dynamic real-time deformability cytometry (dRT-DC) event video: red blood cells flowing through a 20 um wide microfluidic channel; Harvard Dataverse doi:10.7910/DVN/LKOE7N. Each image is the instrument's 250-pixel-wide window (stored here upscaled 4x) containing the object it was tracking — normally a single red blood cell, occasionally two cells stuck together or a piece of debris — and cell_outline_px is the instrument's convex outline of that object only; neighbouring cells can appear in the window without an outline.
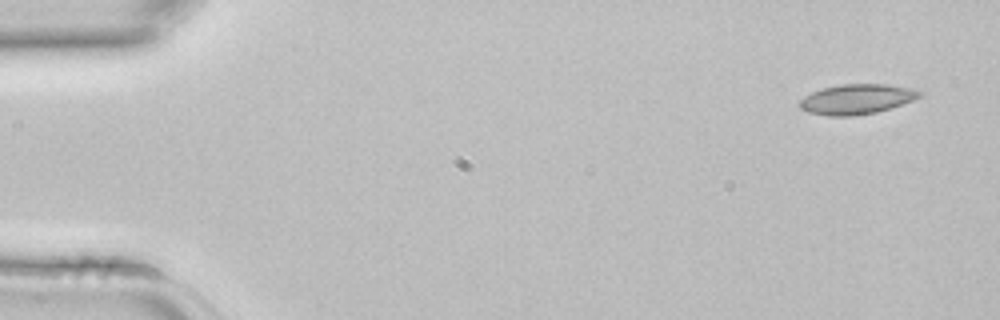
{"species": "common noctule bat (a hibernating species)", "species_latin": "Nyctalus noctula", "temperature_condition": "room temperature", "stored_images_in_passage": 5, "camera_frame_rate_fps": 3000, "um_per_image_px": 0.085, "animal": {"sex": "female", "body_mass_g": 22.7, "forearm_length_mm": 54.2}, "frame": {"image": 1, "passage_image": 1, "time_ms": 0.0, "image_size_px": [1000, 320], "cell_outline_px": [[924, 96], [876, 112], [852, 116], [828, 116], [808, 112], [800, 108], [800, 100], [804, 96], [812, 92], [824, 88], [840, 84], [888, 84], [916, 88], [924, 92]], "centroid_in_image_um": [72.86, 8.41], "position_along_channel_um": 12.1, "area_um2": 21.04}}
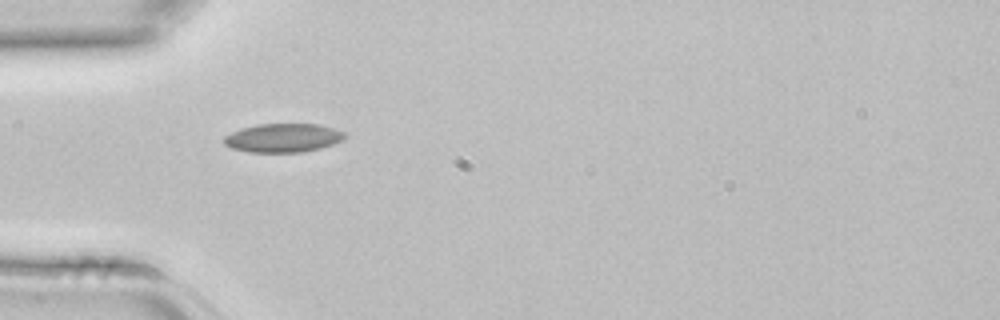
{"frame": {"image": 2, "passage_image": 4, "time_ms": 1.0, "image_size_px": [1000, 320], "cell_outline_px": [[348, 136], [332, 144], [320, 148], [300, 152], [248, 152], [232, 148], [224, 144], [224, 136], [240, 128], [256, 124], [320, 124], [336, 128], [344, 132]], "centroid_in_image_um": [24.06, 11.71], "position_along_channel_um": 60.9, "area_um2": 20.29}}